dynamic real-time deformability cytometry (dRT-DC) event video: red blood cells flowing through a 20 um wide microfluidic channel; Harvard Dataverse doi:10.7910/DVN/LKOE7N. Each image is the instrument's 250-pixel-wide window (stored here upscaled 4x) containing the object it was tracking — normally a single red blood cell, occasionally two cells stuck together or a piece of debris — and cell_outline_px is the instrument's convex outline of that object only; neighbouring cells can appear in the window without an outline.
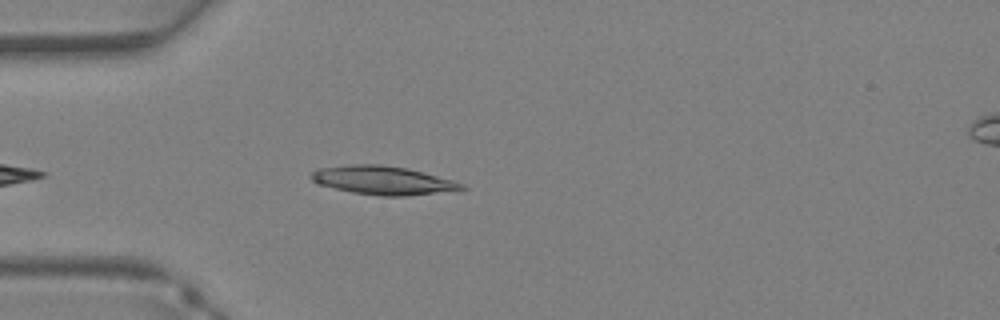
{"species": "Egyptian fruit bat (a non-hibernating species)", "species_latin": "Rousettus aegyptiacus", "temperature_condition": "warm", "stored_images_in_passage": 28, "camera_frame_rate_fps": 3000, "um_per_image_px": 0.085, "animal": {"sex": "female"}, "frame": {"image": 1, "passage_image": 3, "time_ms": 0.667, "image_size_px": [1000, 320], "cell_outline_px": [[468, 188], [404, 196], [380, 196], [352, 192], [316, 184], [308, 176], [316, 168], [352, 164], [380, 164], [408, 168], [452, 180], [464, 184]], "centroid_in_image_um": [32.46, 15.31], "position_along_channel_um": 52.5, "area_um2": 24.97}}
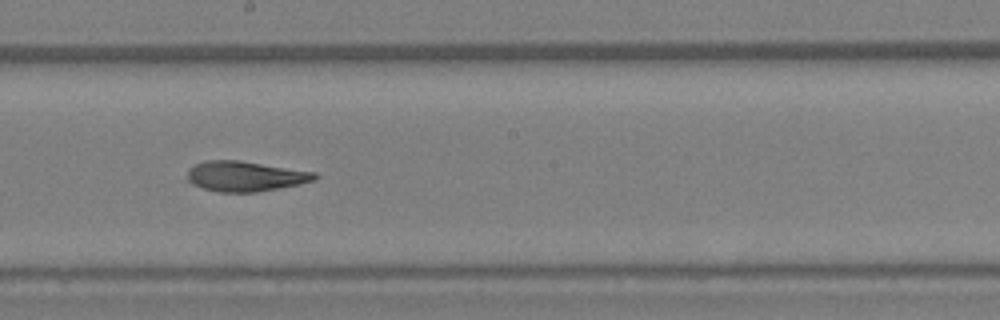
{"frame": {"image": 2, "passage_image": 13, "time_ms": 4.0, "image_size_px": [1000, 320], "cell_outline_px": [[320, 176], [316, 180], [300, 184], [256, 192], [220, 192], [204, 188], [192, 184], [188, 180], [188, 168], [196, 164], [208, 160], [240, 160], [316, 172]], "centroid_in_image_um": [20.88, 14.97], "position_along_channel_um": 227.3, "area_um2": 22.43}}
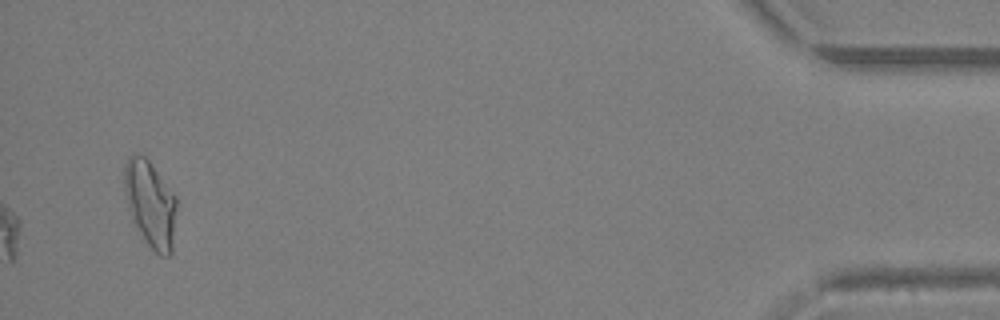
{"frame": {"image": 3, "passage_image": 28, "time_ms": 9.0, "image_size_px": [1000, 320], "cell_outline_px": [[176, 208], [172, 252], [168, 256], [160, 256], [148, 244], [132, 220], [128, 208], [124, 192], [124, 164], [128, 156], [132, 152], [140, 152], [148, 160], [176, 196]], "centroid_in_image_um": [12.76, 17.28], "position_along_channel_um": 422.4, "area_um2": 26.36}}